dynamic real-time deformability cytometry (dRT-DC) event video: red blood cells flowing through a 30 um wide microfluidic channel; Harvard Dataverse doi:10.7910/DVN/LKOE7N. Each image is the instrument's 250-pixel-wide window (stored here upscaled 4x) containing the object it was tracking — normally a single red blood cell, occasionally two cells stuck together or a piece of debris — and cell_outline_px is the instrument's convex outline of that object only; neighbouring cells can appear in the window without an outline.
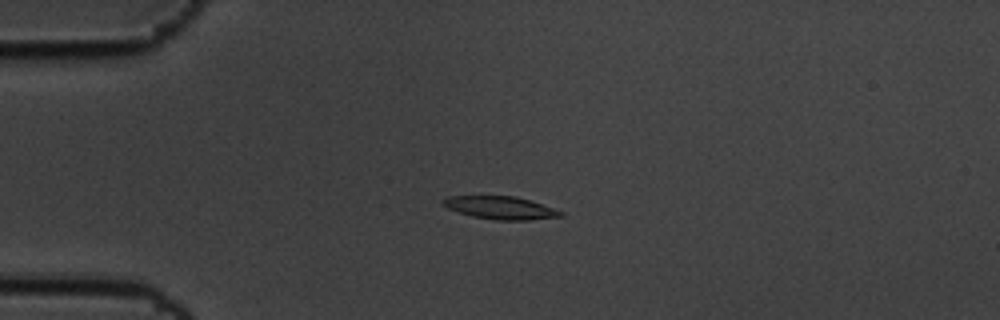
{"species": "common noctule bat (a hibernating species)", "species_latin": "Nyctalus noctula", "temperature_condition": "cold", "stored_images_in_passage": 3, "camera_frame_rate_fps": 3000, "um_per_image_px": 0.085, "animal": {"sex": "male", "body_mass_g": 19.5, "forearm_length_mm": 54.6}, "frame": {"image": 1, "passage_image": 2, "time_ms": 0.333, "image_size_px": [1000, 320], "cell_outline_px": [[564, 216], [528, 220], [496, 220], [472, 216], [448, 208], [440, 204], [440, 200], [444, 196], [516, 196], [564, 212]], "centroid_in_image_um": [42.48, 17.65], "position_along_channel_um": 42.5, "area_um2": 15.61}}